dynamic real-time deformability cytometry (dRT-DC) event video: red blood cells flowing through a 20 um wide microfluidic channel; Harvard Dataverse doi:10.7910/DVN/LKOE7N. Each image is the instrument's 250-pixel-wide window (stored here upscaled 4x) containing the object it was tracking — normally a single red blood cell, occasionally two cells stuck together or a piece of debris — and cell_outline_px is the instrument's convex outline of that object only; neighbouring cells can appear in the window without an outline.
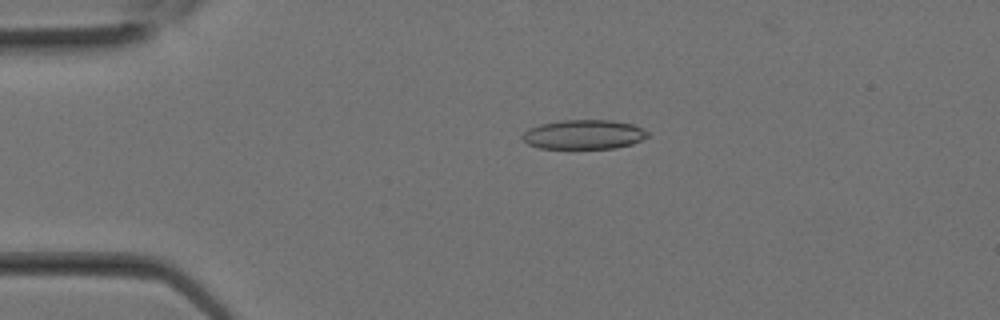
{"species": "Egyptian fruit bat (a non-hibernating species)", "species_latin": "Rousettus aegyptiacus", "temperature_condition": "room temperature", "stored_images_in_passage": 17, "camera_frame_rate_fps": 3000, "um_per_image_px": 0.085, "animal": {"sex": "female"}, "frame": {"image": 1, "passage_image": 6, "time_ms": 1.667, "image_size_px": [1000, 320], "cell_outline_px": [[648, 136], [632, 144], [612, 148], [540, 148], [528, 144], [520, 136], [528, 128], [540, 124], [564, 120], [612, 120], [632, 124], [648, 132]], "centroid_in_image_um": [49.59, 11.43], "position_along_channel_um": 35.4, "area_um2": 21.27}}
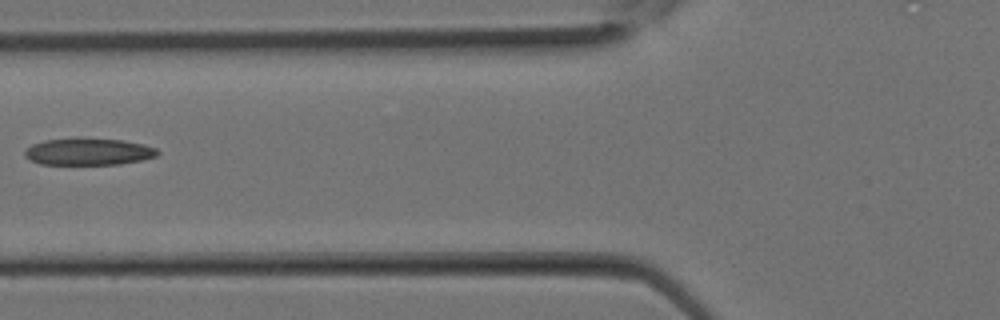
{"frame": {"image": 2, "passage_image": 11, "time_ms": 3.333, "image_size_px": [1000, 320], "cell_outline_px": [[160, 152], [156, 156], [144, 160], [120, 164], [40, 164], [28, 160], [24, 156], [24, 148], [32, 144], [44, 140], [72, 136], [80, 136], [124, 140], [144, 144], [156, 148]], "centroid_in_image_um": [7.48, 12.86], "position_along_channel_um": 118.3, "area_um2": 21.73}}
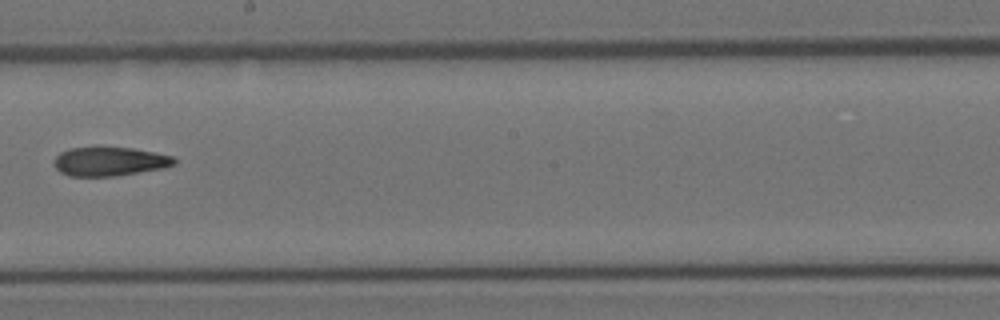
{"frame": {"image": 3, "passage_image": 16, "time_ms": 5.0, "image_size_px": [1000, 320], "cell_outline_px": [[176, 164], [164, 168], [116, 176], [68, 176], [60, 172], [56, 168], [52, 160], [60, 152], [68, 148], [132, 148], [156, 152], [172, 156], [176, 160]], "centroid_in_image_um": [9.31, 13.73], "position_along_channel_um": 238.9, "area_um2": 20.29}}